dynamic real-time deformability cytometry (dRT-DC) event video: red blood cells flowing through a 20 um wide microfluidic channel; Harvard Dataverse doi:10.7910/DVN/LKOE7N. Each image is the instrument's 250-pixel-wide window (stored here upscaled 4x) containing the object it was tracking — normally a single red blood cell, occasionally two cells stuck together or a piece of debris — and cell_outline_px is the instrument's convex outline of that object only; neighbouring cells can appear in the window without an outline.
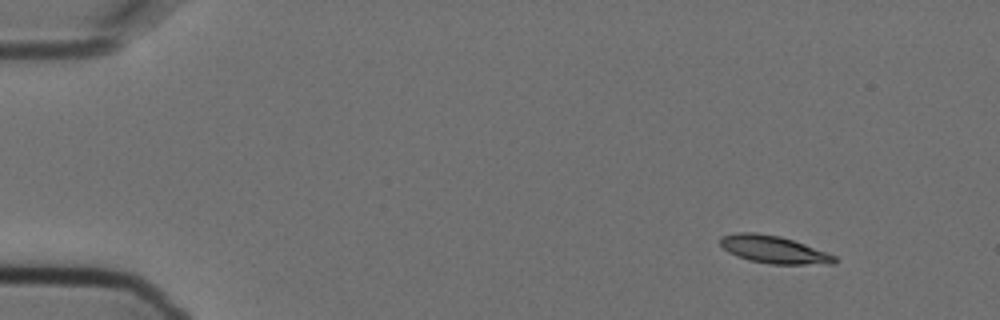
{"species": "Egyptian fruit bat (a non-hibernating species)", "species_latin": "Rousettus aegyptiacus", "temperature_condition": "cold", "stored_images_in_passage": 4, "camera_frame_rate_fps": 3000, "um_per_image_px": 0.085, "animal": {"sex": "female"}, "frame": {"image": 1, "passage_image": 1, "time_ms": 0.0, "image_size_px": [1000, 320], "cell_outline_px": [[836, 264], [772, 264], [748, 260], [736, 256], [728, 252], [720, 244], [720, 236], [736, 232], [756, 232], [780, 236], [804, 244], [836, 256]], "centroid_in_image_um": [65.73, 21.21], "position_along_channel_um": 19.3, "area_um2": 18.32}}
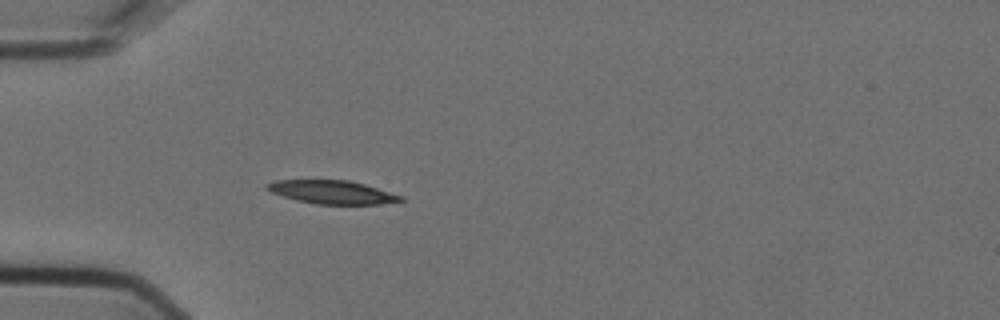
{"frame": {"image": 2, "passage_image": 4, "time_ms": 1.0, "image_size_px": [1000, 320], "cell_outline_px": [[404, 200], [380, 204], [316, 204], [296, 200], [272, 192], [264, 188], [264, 184], [272, 180], [348, 180], [364, 184], [404, 196]], "centroid_in_image_um": [28.2, 16.32], "position_along_channel_um": 56.8, "area_um2": 18.21}}